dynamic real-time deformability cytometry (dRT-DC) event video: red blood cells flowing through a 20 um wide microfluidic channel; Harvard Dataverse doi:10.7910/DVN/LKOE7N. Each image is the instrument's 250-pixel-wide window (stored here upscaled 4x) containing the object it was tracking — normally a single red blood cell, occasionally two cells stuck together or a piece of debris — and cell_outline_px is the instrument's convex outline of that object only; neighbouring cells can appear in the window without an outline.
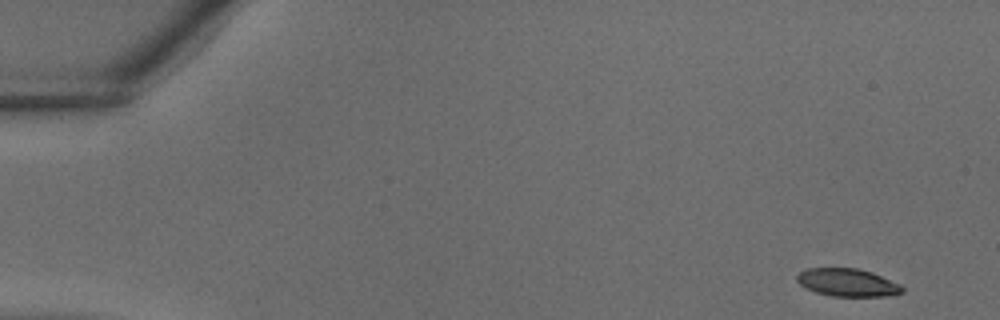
{"species": "common noctule bat (a hibernating species)", "species_latin": "Nyctalus noctula", "temperature_condition": "warm", "stored_images_in_passage": 36, "camera_frame_rate_fps": 3000, "um_per_image_px": 0.085, "animal": {"sex": "male", "body_mass_g": 18.8}, "frame": {"image": 1, "passage_image": 1, "time_ms": 0.0, "image_size_px": [1000, 320], "cell_outline_px": [[904, 292], [884, 296], [832, 296], [816, 292], [800, 284], [796, 280], [796, 276], [800, 272], [808, 268], [856, 268], [872, 272], [900, 284], [904, 288]], "centroid_in_image_um": [72.05, 24.01], "position_along_channel_um": 13.0, "area_um2": 16.94}}
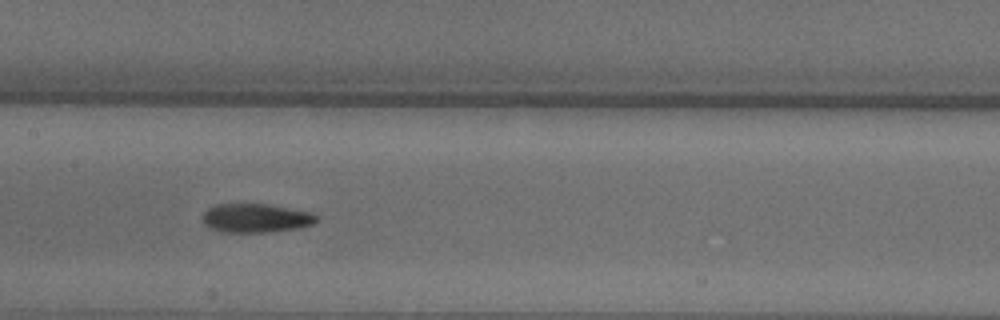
{"frame": {"image": 2, "passage_image": 18, "time_ms": 5.667, "image_size_px": [1000, 320], "cell_outline_px": [[320, 220], [312, 224], [296, 228], [272, 232], [220, 232], [208, 228], [204, 224], [204, 212], [208, 208], [216, 204], [268, 204], [312, 212]], "centroid_in_image_um": [21.75, 18.54], "position_along_channel_um": 185.7, "area_um2": 19.25}}
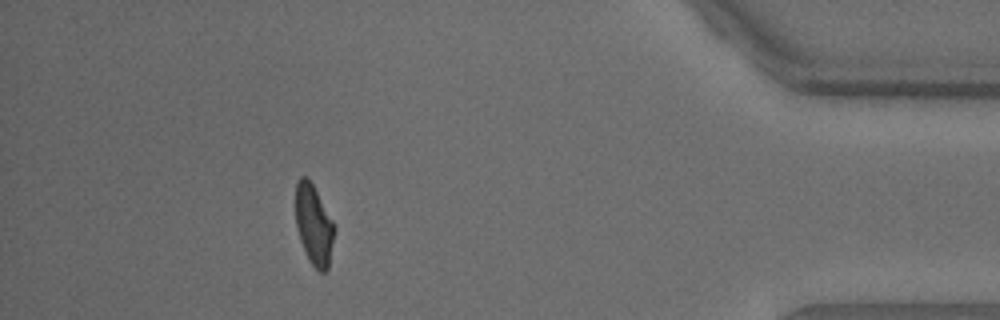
{"frame": {"image": 3, "passage_image": 33, "time_ms": 10.667, "image_size_px": [1000, 320], "cell_outline_px": [[336, 228], [328, 268], [324, 272], [320, 272], [312, 264], [300, 240], [296, 228], [296, 180], [300, 176], [304, 176], [312, 184], [336, 224]], "centroid_in_image_um": [26.7, 19.1], "position_along_channel_um": 408.5, "area_um2": 18.09}}